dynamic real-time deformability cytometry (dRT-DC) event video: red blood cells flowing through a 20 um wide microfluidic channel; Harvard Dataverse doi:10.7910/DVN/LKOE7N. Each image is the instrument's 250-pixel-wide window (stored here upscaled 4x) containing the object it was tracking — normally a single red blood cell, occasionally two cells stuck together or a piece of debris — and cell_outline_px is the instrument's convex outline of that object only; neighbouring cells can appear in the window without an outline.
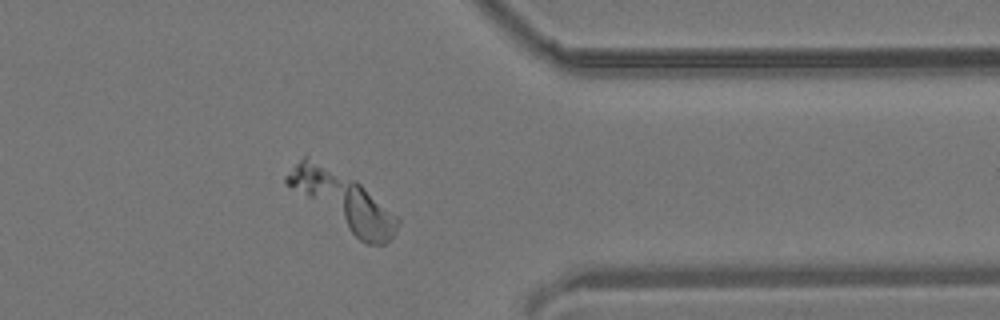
{"species": "common noctule bat (a hibernating species)", "species_latin": "Nyctalus noctula", "temperature_condition": "room temperature", "stored_images_in_passage": 36, "segment_of_instrument_passage": [3, 3], "camera_frame_rate_fps": 3000, "um_per_image_px": 0.085, "animal": {"sex": "male", "body_mass_g": 19.2, "forearm_length_mm": 51.8}, "frame": {"image": 1, "passage_image": 29, "time_ms": 9.333, "image_size_px": [1000, 320], "cell_outline_px": [[400, 220], [396, 232], [384, 244], [368, 244], [360, 240], [288, 184], [284, 180], [284, 176], [304, 156], [356, 180], [396, 216]], "centroid_in_image_um": [29.22, 17.09], "position_along_channel_um": 382.2, "area_um2": 34.28}}